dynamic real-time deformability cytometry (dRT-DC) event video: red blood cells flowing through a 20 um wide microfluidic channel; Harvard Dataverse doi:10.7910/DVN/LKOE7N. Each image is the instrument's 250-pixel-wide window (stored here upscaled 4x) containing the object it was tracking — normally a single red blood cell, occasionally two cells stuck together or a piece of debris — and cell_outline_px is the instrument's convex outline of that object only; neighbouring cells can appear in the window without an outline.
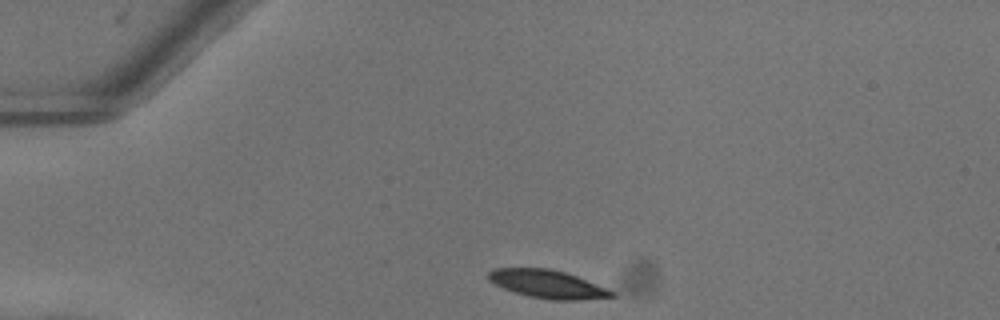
{"species": "common noctule bat (a hibernating species)", "species_latin": "Nyctalus noctula", "temperature_condition": "warm", "stored_images_in_passage": 40, "camera_frame_rate_fps": 3000, "um_per_image_px": 0.085, "animal": {"sex": "female"}, "frame": {"image": 1, "passage_image": 1, "time_ms": 0.0, "image_size_px": [1000, 320], "cell_outline_px": [[616, 296], [580, 300], [552, 300], [528, 296], [504, 288], [488, 280], [484, 276], [492, 268], [548, 268], [564, 272], [576, 276], [608, 288]], "centroid_in_image_um": [46.5, 24.14], "position_along_channel_um": 38.5, "area_um2": 20.17}}
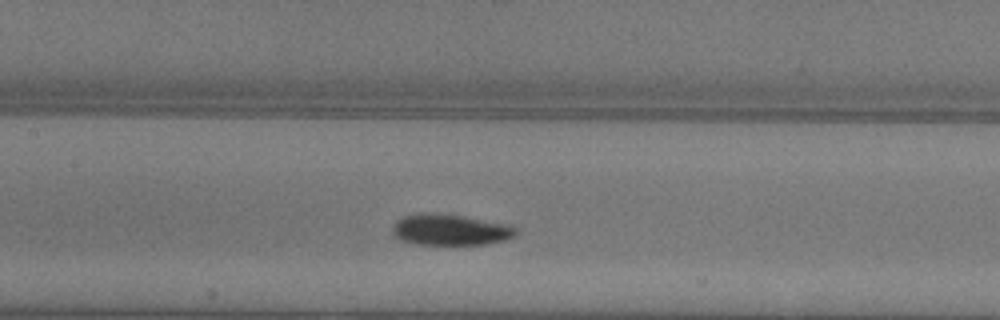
{"frame": {"image": 2, "passage_image": 14, "time_ms": 4.333, "image_size_px": [1000, 320], "cell_outline_px": [[516, 232], [512, 236], [504, 240], [484, 244], [412, 244], [400, 240], [392, 236], [392, 224], [396, 220], [404, 216], [432, 212], [440, 212], [512, 224], [516, 228]], "centroid_in_image_um": [38.22, 19.51], "position_along_channel_um": 169.2, "area_um2": 22.66}}
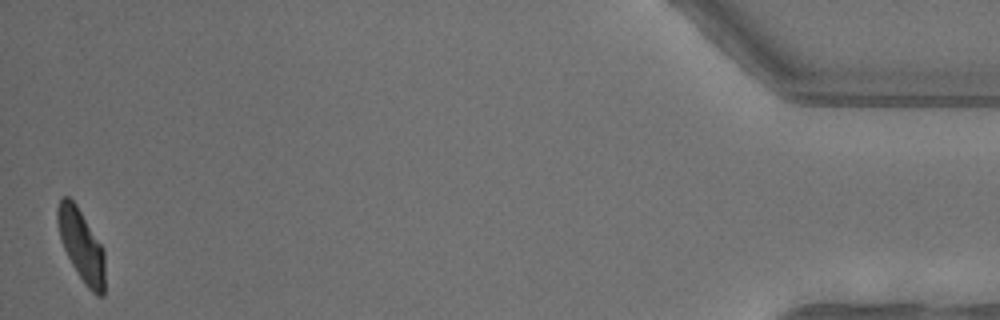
{"frame": {"image": 3, "passage_image": 40, "time_ms": 13.0, "image_size_px": [1000, 320], "cell_outline_px": [[104, 296], [96, 296], [84, 284], [72, 264], [60, 240], [56, 220], [56, 208], [60, 200], [64, 196], [68, 196], [76, 204], [104, 248]], "centroid_in_image_um": [6.91, 20.85], "position_along_channel_um": 428.3, "area_um2": 19.94}, "authors_computed_cell_mechanics": {"area_um2": 21.5016, "velocity_mm_per_s": 4.0308, "shape_relaxation_time_tau1_ms": 3.633, "shape_relaxation_time_tau2_ms": 2.7604, "deformation_change_tau1": 0.1622, "deformation_change_tau2": 0.0699}}